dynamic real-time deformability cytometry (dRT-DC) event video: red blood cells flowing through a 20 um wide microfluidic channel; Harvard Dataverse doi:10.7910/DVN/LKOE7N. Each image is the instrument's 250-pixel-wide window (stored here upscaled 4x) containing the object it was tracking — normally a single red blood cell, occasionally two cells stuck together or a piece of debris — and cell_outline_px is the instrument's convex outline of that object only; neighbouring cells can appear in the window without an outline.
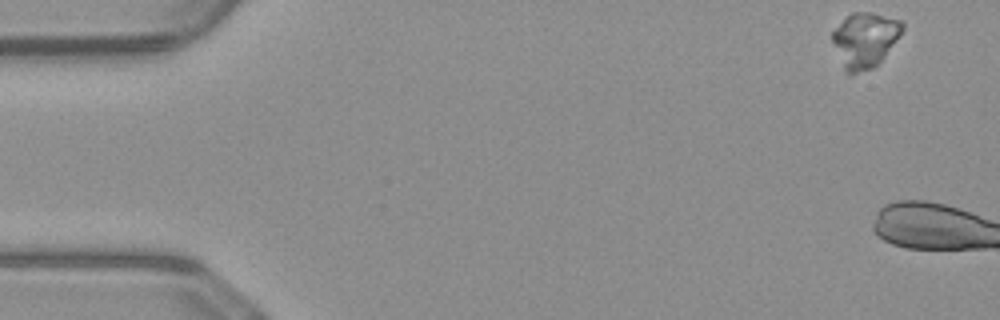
{"species": "common noctule bat (a hibernating species)", "species_latin": "Nyctalus noctula", "temperature_condition": "warm", "stored_images_in_passage": 3, "camera_frame_rate_fps": 3000, "um_per_image_px": 0.085, "animal": {"sex": "male", "body_mass_g": 23.1, "forearm_length_mm": 52.7}, "frame": {"image": 1, "passage_image": 1, "time_ms": 0.0, "image_size_px": [1000, 320], "cell_outline_px": [[904, 28], [884, 56], [872, 68], [856, 72], [848, 72], [844, 68], [832, 40], [832, 32], [852, 12], [872, 12], [904, 20]], "centroid_in_image_um": [73.55, 3.33], "position_along_channel_um": 11.5, "area_um2": 21.79}}